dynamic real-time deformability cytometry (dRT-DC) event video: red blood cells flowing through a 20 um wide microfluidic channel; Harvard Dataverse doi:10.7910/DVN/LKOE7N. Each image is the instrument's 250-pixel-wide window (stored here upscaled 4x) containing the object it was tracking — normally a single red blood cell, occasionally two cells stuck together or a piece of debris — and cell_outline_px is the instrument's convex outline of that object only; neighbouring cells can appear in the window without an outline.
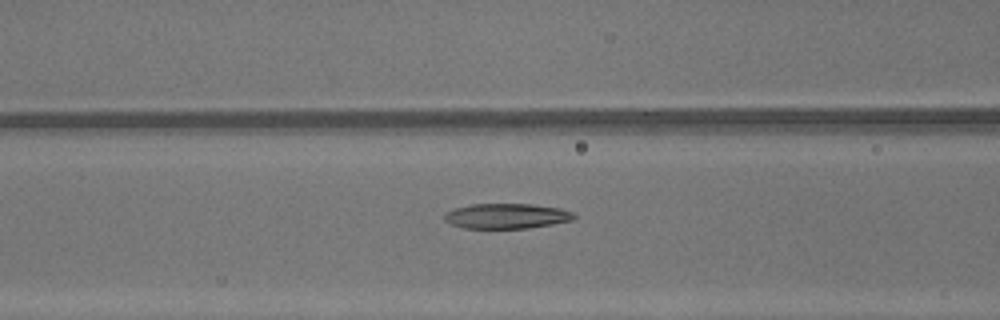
{"species": "common noctule bat (a hibernating species)", "species_latin": "Nyctalus noctula", "temperature_condition": "warm", "stored_images_in_passage": 47, "camera_frame_rate_fps": 3000, "um_per_image_px": 0.085, "animal": {"sex": "male", "body_mass_g": 13.3}, "frame": {"image": 1, "passage_image": 20, "time_ms": 6.333, "image_size_px": [1000, 320], "cell_outline_px": [[576, 216], [572, 220], [552, 224], [528, 228], [464, 228], [452, 224], [444, 220], [444, 212], [456, 208], [472, 204], [532, 204], [560, 208], [576, 212]], "centroid_in_image_um": [43.08, 18.36], "position_along_channel_um": 123.5, "area_um2": 19.02}}
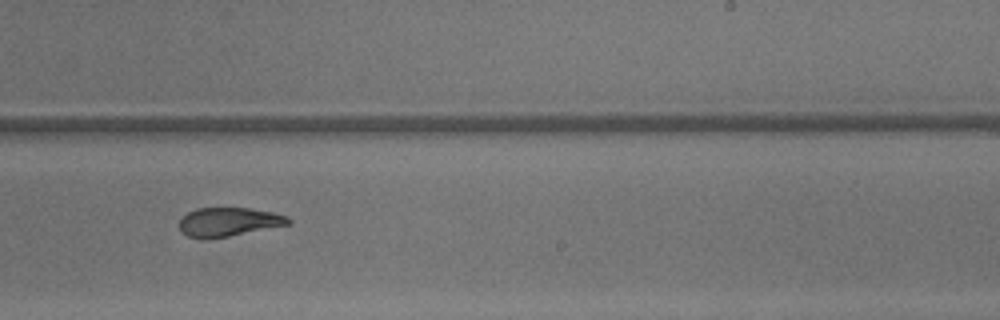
{"frame": {"image": 2, "passage_image": 30, "time_ms": 9.667, "image_size_px": [1000, 320], "cell_outline_px": [[292, 224], [208, 240], [200, 240], [188, 236], [180, 232], [180, 220], [188, 212], [196, 208], [248, 208], [272, 212], [288, 216], [292, 220]], "centroid_in_image_um": [19.43, 18.88], "position_along_channel_um": 269.6, "area_um2": 18.61}}
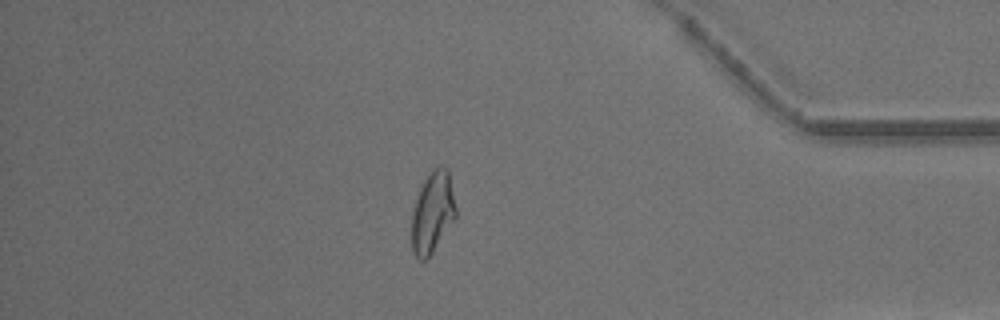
{"frame": {"image": 3, "passage_image": 41, "time_ms": 13.333, "image_size_px": [1000, 320], "cell_outline_px": [[456, 216], [432, 252], [424, 260], [420, 260], [412, 252], [412, 212], [416, 196], [424, 180], [440, 164], [448, 168], [456, 208]], "centroid_in_image_um": [36.76, 18.03], "position_along_channel_um": 398.4, "area_um2": 20.58}, "authors_computed_cell_mechanics": {"area_um2": 20.6924, "velocity_mm_per_s": 4.3847, "shape_relaxation_time_tau1_ms": 8.5688, "shape_relaxation_time_tau2_ms": 1.7777, "deformation_change_tau1": 0.2688, "deformation_change_tau2": 0.0909}}